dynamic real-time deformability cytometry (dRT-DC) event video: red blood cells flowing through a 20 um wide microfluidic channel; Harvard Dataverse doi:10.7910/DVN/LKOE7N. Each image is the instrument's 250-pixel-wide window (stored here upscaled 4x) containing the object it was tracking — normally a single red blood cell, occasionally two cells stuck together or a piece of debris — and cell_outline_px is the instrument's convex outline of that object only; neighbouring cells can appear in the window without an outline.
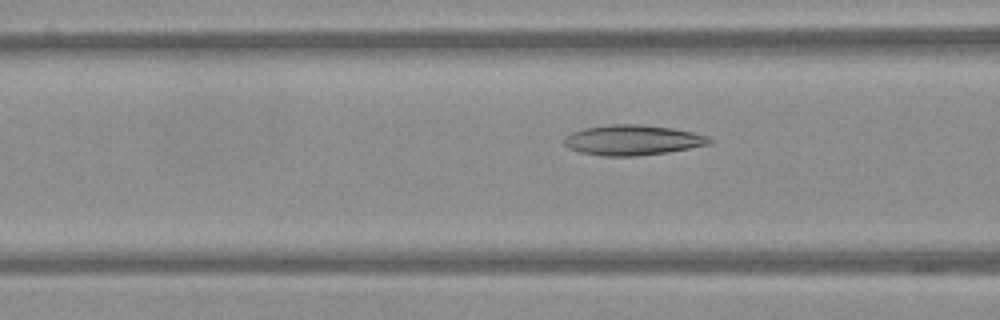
{"species": "Egyptian fruit bat (a non-hibernating species)", "species_latin": "Rousettus aegyptiacus", "temperature_condition": "warm", "stored_images_in_passage": 40, "camera_frame_rate_fps": 3000, "um_per_image_px": 0.085, "frame": {"image": 1, "passage_image": 6, "time_ms": 1.667, "image_size_px": [1000, 320], "cell_outline_px": [[716, 140], [712, 144], [668, 152], [636, 156], [604, 156], [580, 152], [568, 148], [564, 144], [564, 136], [572, 132], [584, 128], [612, 124], [636, 124], [672, 128], [692, 132], [708, 136]], "centroid_in_image_um": [53.79, 11.91], "position_along_channel_um": 112.8, "area_um2": 25.72}}
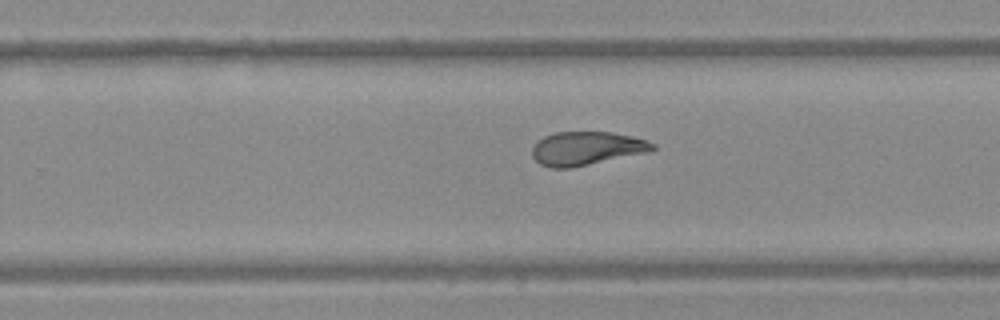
{"frame": {"image": 2, "passage_image": 20, "time_ms": 6.333, "image_size_px": [1000, 320], "cell_outline_px": [[656, 148], [648, 152], [572, 168], [552, 168], [540, 164], [532, 156], [532, 148], [536, 140], [544, 136], [556, 132], [612, 132], [632, 136], [648, 140], [656, 144]], "centroid_in_image_um": [49.85, 12.61], "position_along_channel_um": 279.9, "area_um2": 23.76}}
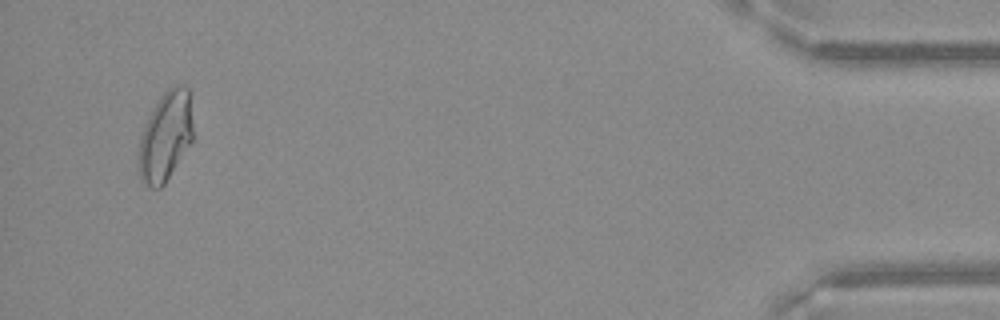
{"frame": {"image": 3, "passage_image": 38, "time_ms": 12.333, "image_size_px": [1000, 320], "cell_outline_px": [[192, 140], [164, 184], [160, 188], [152, 188], [144, 184], [140, 180], [136, 152], [140, 136], [144, 124], [148, 116], [160, 96], [172, 84], [184, 84], [188, 88], [192, 124]], "centroid_in_image_um": [14.01, 11.59], "position_along_channel_um": 421.2, "area_um2": 28.61}}